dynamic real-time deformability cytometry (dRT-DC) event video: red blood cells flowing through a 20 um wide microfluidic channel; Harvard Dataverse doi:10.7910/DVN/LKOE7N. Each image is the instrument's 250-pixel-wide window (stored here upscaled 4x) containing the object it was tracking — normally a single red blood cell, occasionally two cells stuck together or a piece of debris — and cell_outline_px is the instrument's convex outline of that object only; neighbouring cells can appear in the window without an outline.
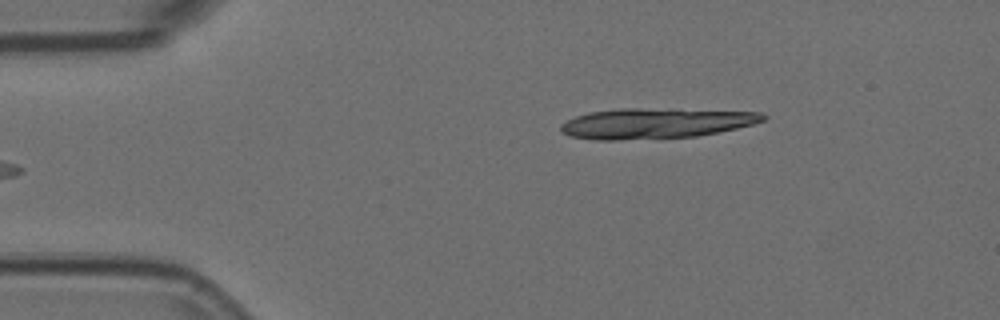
{"species": "Egyptian fruit bat (a non-hibernating species)", "species_latin": "Rousettus aegyptiacus", "temperature_condition": "room temperature", "stored_images_in_passage": 2, "segment_of_instrument_passage": [2, 2], "camera_frame_rate_fps": 3000, "um_per_image_px": 0.085, "animal": {"sex": "female"}, "frame": {"image": 1, "passage_image": 2, "time_ms": 0.333, "image_size_px": [1000, 320], "cell_outline_px": [[768, 116], [764, 120], [752, 124], [736, 128], [696, 136], [616, 140], [596, 140], [568, 136], [560, 132], [560, 124], [576, 116], [588, 112], [620, 108], [640, 108], [764, 112]], "centroid_in_image_um": [55.68, 10.48], "position_along_channel_um": 29.3, "area_um2": 35.72}}